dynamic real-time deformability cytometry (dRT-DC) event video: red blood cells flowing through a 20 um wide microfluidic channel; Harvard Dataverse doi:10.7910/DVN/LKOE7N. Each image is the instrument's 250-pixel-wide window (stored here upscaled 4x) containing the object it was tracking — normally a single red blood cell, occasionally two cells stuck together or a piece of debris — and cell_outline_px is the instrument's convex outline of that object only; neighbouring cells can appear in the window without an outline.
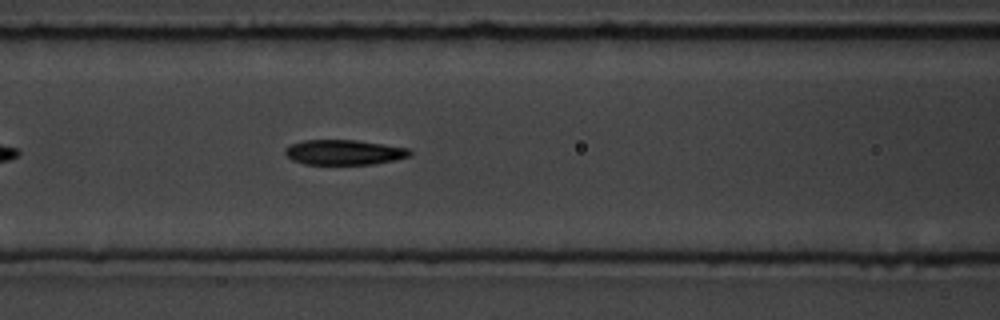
{"species": "common noctule bat (a hibernating species)", "species_latin": "Nyctalus noctula", "temperature_condition": "room temperature", "stored_images_in_passage": 31, "camera_frame_rate_fps": 3000, "um_per_image_px": 0.085, "animal": {"sex": "male", "body_mass_g": 19.5, "forearm_length_mm": 54.6}, "frame": {"image": 1, "passage_image": 10, "time_ms": 3.0, "image_size_px": [1000, 320], "cell_outline_px": [[412, 156], [396, 160], [372, 164], [304, 164], [292, 160], [284, 152], [284, 148], [288, 144], [304, 140], [352, 140], [408, 148], [412, 152]], "centroid_in_image_um": [29.22, 12.95], "position_along_channel_um": 137.4, "area_um2": 18.21}}
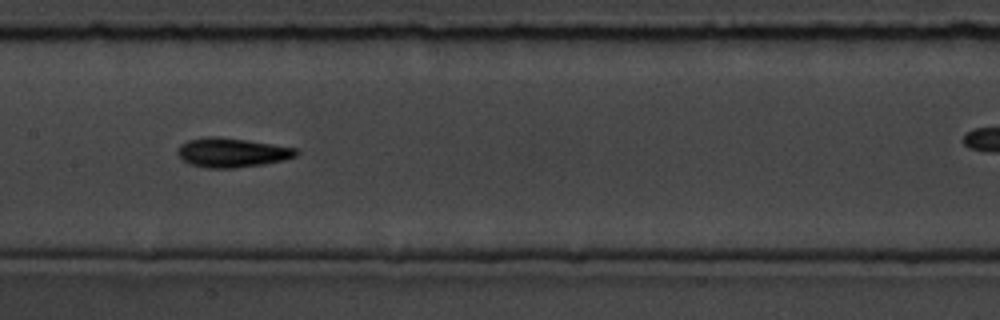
{"frame": {"image": 2, "passage_image": 14, "time_ms": 4.333, "image_size_px": [1000, 320], "cell_outline_px": [[300, 152], [296, 156], [284, 160], [264, 164], [236, 168], [208, 168], [188, 164], [176, 152], [176, 148], [180, 144], [188, 140], [204, 136], [220, 136], [272, 144], [296, 148]], "centroid_in_image_um": [19.69, 12.96], "position_along_channel_um": 187.7, "area_um2": 20.46}}